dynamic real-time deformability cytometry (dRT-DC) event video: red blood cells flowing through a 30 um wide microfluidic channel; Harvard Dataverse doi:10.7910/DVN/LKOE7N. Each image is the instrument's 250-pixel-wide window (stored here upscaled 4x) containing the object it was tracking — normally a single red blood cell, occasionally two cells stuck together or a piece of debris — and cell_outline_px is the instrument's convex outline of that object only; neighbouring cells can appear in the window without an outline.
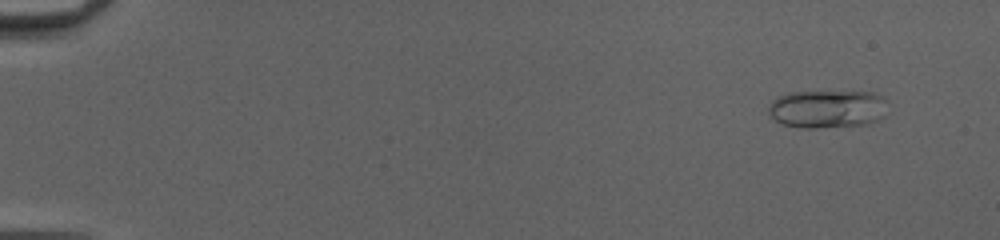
{"species": "common noctule bat (a hibernating species)", "species_latin": "Nyctalus noctula", "temperature_condition": "cold", "stored_images_in_passage": 52, "camera_frame_rate_fps": 3000, "um_per_image_px": 0.085, "animal": {"sex": "female", "body_mass_g": 20.0, "forearm_length_mm": 54.0}, "frame": {"image": 1, "passage_image": 5, "time_ms": 1.333, "image_size_px": [1000, 240], "cell_outline_px": [[888, 100], [884, 116], [868, 124], [816, 128], [800, 128], [784, 124], [776, 120], [768, 112], [768, 108], [772, 100], [776, 96], [788, 92], [872, 92], [884, 96]], "centroid_in_image_um": [70.34, 9.25], "position_along_channel_um": 14.7, "area_um2": 26.65}}
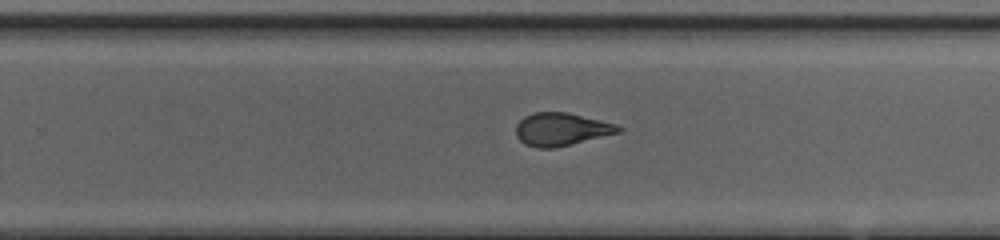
{"frame": {"image": 2, "passage_image": 35, "time_ms": 11.333, "image_size_px": [1000, 240], "cell_outline_px": [[624, 128], [620, 132], [556, 148], [536, 148], [524, 144], [516, 136], [516, 124], [524, 116], [532, 112], [568, 112], [616, 124]], "centroid_in_image_um": [47.69, 10.99], "position_along_channel_um": 282.1, "area_um2": 19.77}}
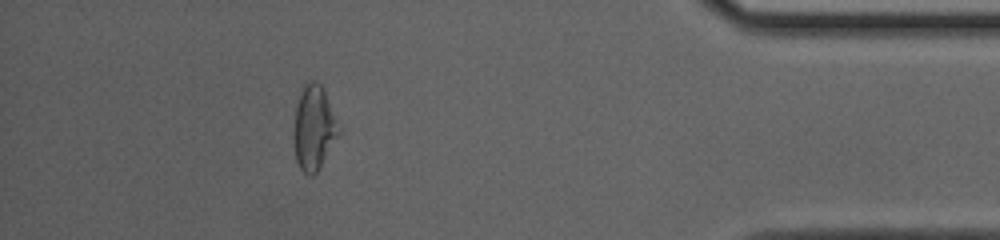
{"frame": {"image": 3, "passage_image": 47, "time_ms": 15.333, "image_size_px": [1000, 240], "cell_outline_px": [[340, 132], [316, 172], [312, 176], [308, 176], [300, 168], [296, 160], [292, 136], [292, 132], [296, 104], [300, 88], [304, 84], [312, 80], [316, 80], [324, 88], [340, 128]], "centroid_in_image_um": [26.64, 10.81], "position_along_channel_um": 408.6, "area_um2": 22.37}, "authors_computed_cell_mechanics": {"area_um2": 21.2704, "velocity_mm_per_s": 4.1661, "shape_relaxation_time_tau1_ms": 5.5487, "shape_relaxation_time_tau2_ms": 0.9809, "deformation_change_tau1": 0.166, "deformation_change_tau2": 0.0764}}